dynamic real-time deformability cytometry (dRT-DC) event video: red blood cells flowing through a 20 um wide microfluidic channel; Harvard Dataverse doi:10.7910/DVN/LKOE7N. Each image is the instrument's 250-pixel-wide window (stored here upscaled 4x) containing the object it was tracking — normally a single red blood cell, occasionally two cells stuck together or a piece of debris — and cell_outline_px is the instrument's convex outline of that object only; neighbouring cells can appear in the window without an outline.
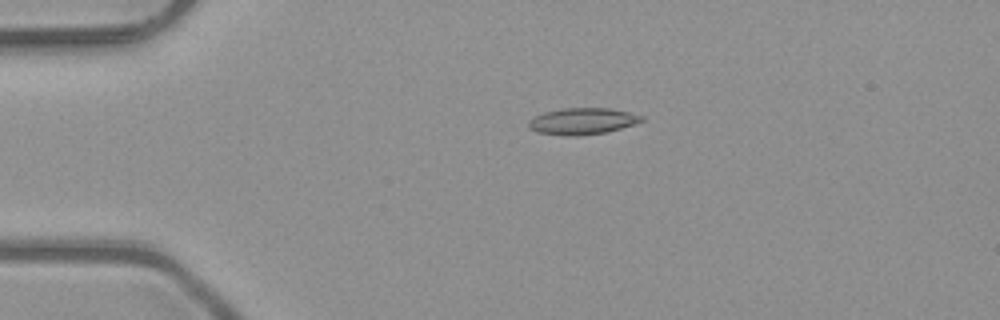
{"species": "common noctule bat (a hibernating species)", "species_latin": "Nyctalus noctula", "temperature_condition": "room temperature", "stored_images_in_passage": 3, "camera_frame_rate_fps": 3000, "um_per_image_px": 0.085, "animal": {"sex": "male", "body_mass_g": 23.1, "forearm_length_mm": 52.7}, "frame": {"image": 1, "passage_image": 2, "time_ms": 0.333, "image_size_px": [1000, 320], "cell_outline_px": [[644, 120], [608, 132], [576, 136], [568, 136], [536, 132], [528, 124], [528, 120], [544, 112], [564, 108], [608, 108], [628, 112], [644, 116]], "centroid_in_image_um": [49.5, 10.3], "position_along_channel_um": 35.5, "area_um2": 17.28}}
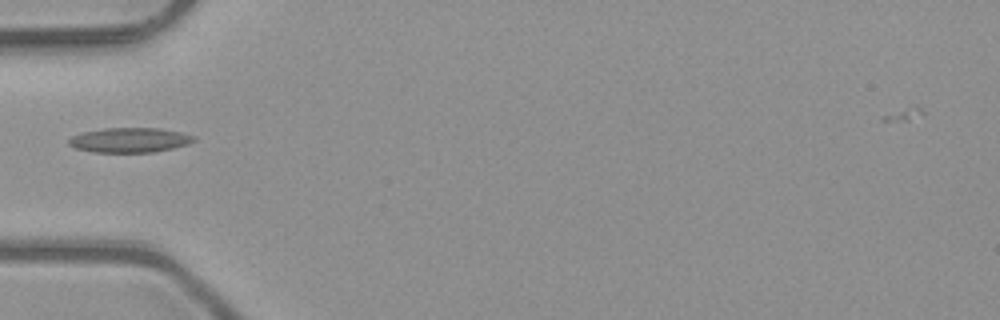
{"frame": {"image": 2, "passage_image": 3, "time_ms": 0.667, "image_size_px": [1000, 320], "cell_outline_px": [[196, 140], [188, 144], [156, 152], [92, 152], [76, 148], [68, 144], [68, 140], [72, 136], [84, 132], [104, 128], [160, 128], [180, 132], [196, 136]], "centroid_in_image_um": [11.04, 11.9], "position_along_channel_um": 74.0, "area_um2": 18.03}}